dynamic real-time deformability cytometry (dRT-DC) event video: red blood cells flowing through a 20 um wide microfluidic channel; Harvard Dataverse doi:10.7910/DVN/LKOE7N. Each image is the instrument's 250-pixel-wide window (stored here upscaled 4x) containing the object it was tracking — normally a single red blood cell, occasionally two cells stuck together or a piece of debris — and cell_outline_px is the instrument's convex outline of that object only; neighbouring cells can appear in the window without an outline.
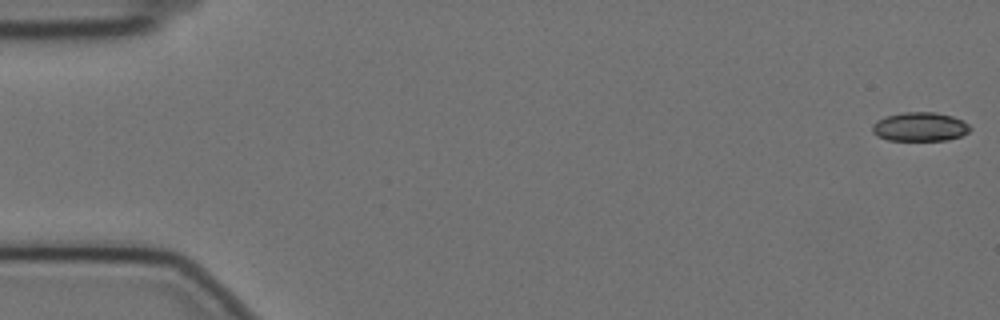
{"species": "Egyptian fruit bat (a non-hibernating species)", "species_latin": "Rousettus aegyptiacus", "temperature_condition": "cold", "stored_images_in_passage": 5, "camera_frame_rate_fps": 3000, "um_per_image_px": 0.085, "animal": {"sex": "female"}, "frame": {"image": 1, "passage_image": 1, "time_ms": 0.0, "image_size_px": [1000, 320], "cell_outline_px": [[972, 128], [968, 132], [960, 136], [948, 140], [888, 140], [876, 136], [872, 132], [872, 124], [876, 120], [888, 116], [904, 112], [936, 112], [952, 116], [964, 120]], "centroid_in_image_um": [78.19, 10.77], "position_along_channel_um": 6.8, "area_um2": 16.59}}